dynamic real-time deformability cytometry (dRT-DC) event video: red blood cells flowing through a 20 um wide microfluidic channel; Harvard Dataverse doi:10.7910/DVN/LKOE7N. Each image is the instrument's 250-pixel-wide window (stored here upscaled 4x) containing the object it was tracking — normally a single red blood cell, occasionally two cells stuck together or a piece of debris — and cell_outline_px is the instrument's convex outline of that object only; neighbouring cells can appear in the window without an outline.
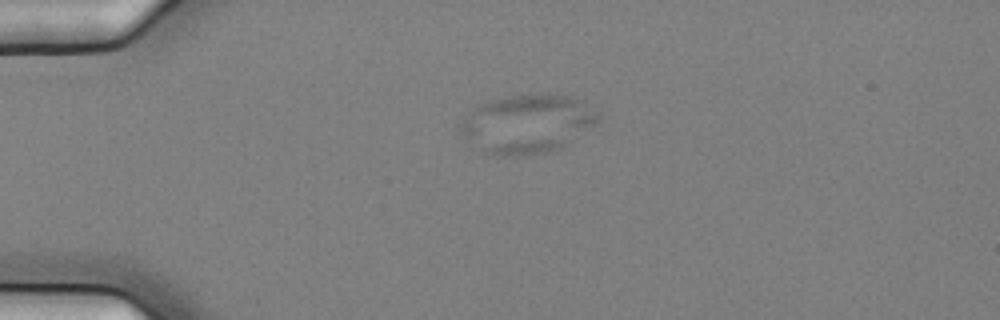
{"species": "common noctule bat (a hibernating species)", "species_latin": "Nyctalus noctula", "temperature_condition": "cold", "stored_images_in_passage": 6, "camera_frame_rate_fps": 3000, "um_per_image_px": 0.085, "animal": {"sex": "female", "body_mass_g": 25.1}, "frame": {"image": 1, "passage_image": 5, "time_ms": 1.333, "image_size_px": [1000, 320], "cell_outline_px": [[600, 124], [564, 148], [532, 156], [496, 156], [484, 152], [460, 132], [456, 128], [472, 108], [484, 100], [504, 96], [544, 92], [572, 96], [584, 100], [600, 116]], "centroid_in_image_um": [44.89, 10.51], "position_along_channel_um": 40.1, "area_um2": 48.84}}